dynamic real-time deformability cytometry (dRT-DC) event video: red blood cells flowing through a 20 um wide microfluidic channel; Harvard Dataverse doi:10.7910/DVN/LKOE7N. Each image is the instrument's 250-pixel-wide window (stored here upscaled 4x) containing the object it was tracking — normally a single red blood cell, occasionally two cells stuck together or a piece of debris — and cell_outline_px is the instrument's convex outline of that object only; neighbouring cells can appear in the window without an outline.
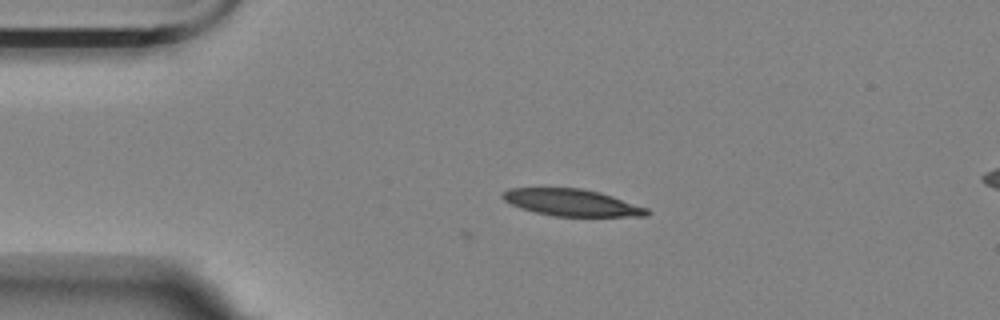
{"species": "Egyptian fruit bat (a non-hibernating species)", "species_latin": "Rousettus aegyptiacus", "temperature_condition": "room temperature", "stored_images_in_passage": 2, "camera_frame_rate_fps": 3000, "um_per_image_px": 0.085, "animal": {"sex": "female"}, "frame": {"image": 1, "passage_image": 2, "time_ms": 0.333, "image_size_px": [1000, 320], "cell_outline_px": [[652, 212], [648, 216], [552, 216], [520, 208], [504, 200], [500, 196], [508, 188], [580, 188], [600, 192], [648, 208]], "centroid_in_image_um": [48.62, 17.22], "position_along_channel_um": 36.4, "area_um2": 22.54}}